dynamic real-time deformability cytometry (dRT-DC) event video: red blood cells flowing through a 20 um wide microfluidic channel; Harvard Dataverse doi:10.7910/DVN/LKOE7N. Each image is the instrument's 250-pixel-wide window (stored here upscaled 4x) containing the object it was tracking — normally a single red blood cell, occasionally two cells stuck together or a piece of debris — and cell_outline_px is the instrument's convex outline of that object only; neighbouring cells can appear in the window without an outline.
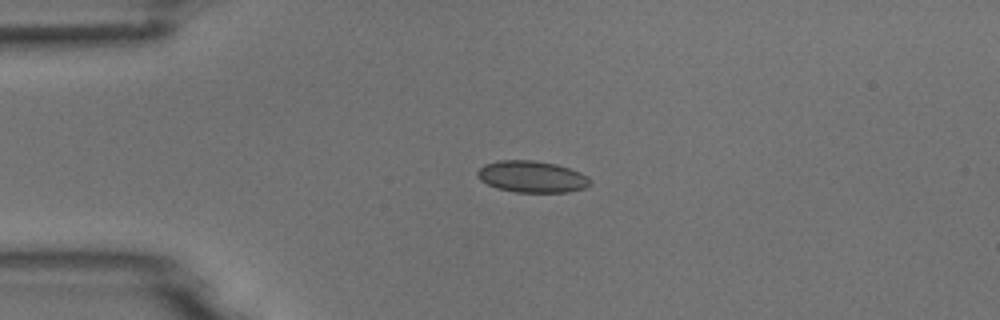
{"species": "common noctule bat (a hibernating species)", "species_latin": "Nyctalus noctula", "temperature_condition": "room temperature", "stored_images_in_passage": 5, "camera_frame_rate_fps": 3000, "um_per_image_px": 0.085, "animal": {"sex": "male", "body_mass_g": 18.8}, "frame": {"image": 1, "passage_image": 4, "time_ms": 3.333, "image_size_px": [1000, 320], "cell_outline_px": [[592, 184], [584, 188], [568, 192], [516, 192], [496, 188], [480, 180], [476, 176], [476, 172], [484, 164], [500, 160], [532, 160], [556, 164], [580, 172], [588, 176], [592, 180]], "centroid_in_image_um": [45.22, 15.02], "position_along_channel_um": 39.8, "area_um2": 20.87}}